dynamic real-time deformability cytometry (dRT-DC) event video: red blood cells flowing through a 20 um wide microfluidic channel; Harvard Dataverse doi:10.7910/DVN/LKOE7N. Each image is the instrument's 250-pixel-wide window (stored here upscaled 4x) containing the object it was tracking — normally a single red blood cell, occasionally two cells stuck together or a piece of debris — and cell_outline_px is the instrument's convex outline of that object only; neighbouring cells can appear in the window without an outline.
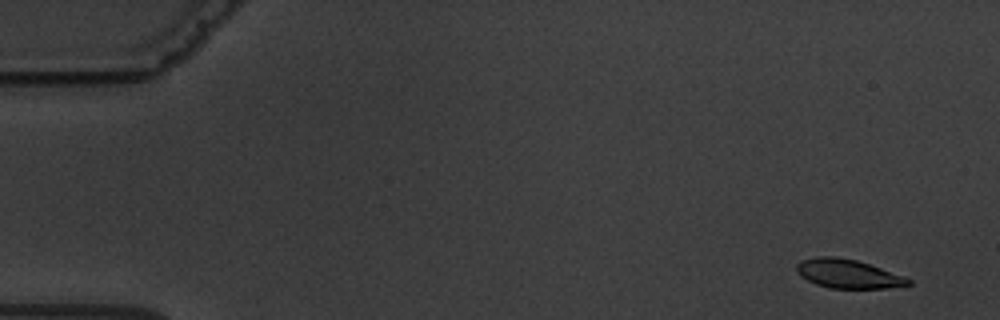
{"species": "common noctule bat (a hibernating species)", "species_latin": "Nyctalus noctula", "temperature_condition": "warm", "stored_images_in_passage": 6, "camera_frame_rate_fps": 3000, "um_per_image_px": 0.085, "animal": {"sex": "male", "body_mass_g": 19.5, "forearm_length_mm": 54.6}, "frame": {"image": 1, "passage_image": 2, "time_ms": 1.0, "image_size_px": [1000, 320], "cell_outline_px": [[912, 284], [884, 288], [828, 288], [816, 284], [800, 276], [796, 272], [796, 264], [800, 260], [816, 256], [832, 256], [856, 260], [904, 276], [912, 280]], "centroid_in_image_um": [72.03, 23.27], "position_along_channel_um": 13.0, "area_um2": 18.73}}
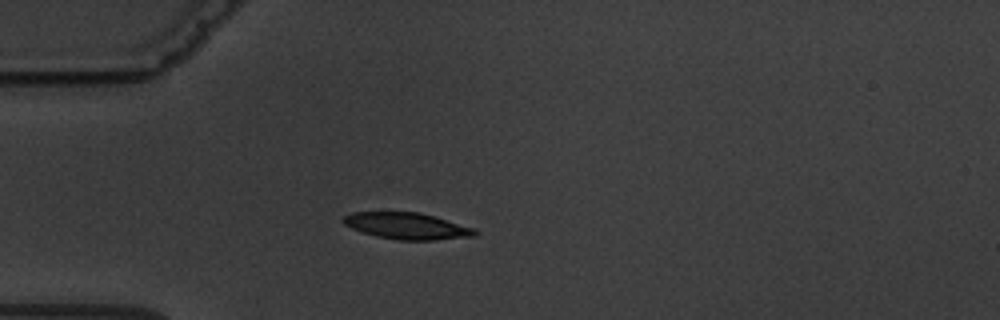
{"frame": {"image": 2, "passage_image": 5, "time_ms": 5.333, "image_size_px": [1000, 320], "cell_outline_px": [[480, 232], [476, 236], [436, 240], [396, 240], [376, 236], [352, 228], [344, 224], [340, 220], [344, 216], [352, 212], [420, 212], [476, 228]], "centroid_in_image_um": [34.64, 19.21], "position_along_channel_um": 50.4, "area_um2": 20.52}}